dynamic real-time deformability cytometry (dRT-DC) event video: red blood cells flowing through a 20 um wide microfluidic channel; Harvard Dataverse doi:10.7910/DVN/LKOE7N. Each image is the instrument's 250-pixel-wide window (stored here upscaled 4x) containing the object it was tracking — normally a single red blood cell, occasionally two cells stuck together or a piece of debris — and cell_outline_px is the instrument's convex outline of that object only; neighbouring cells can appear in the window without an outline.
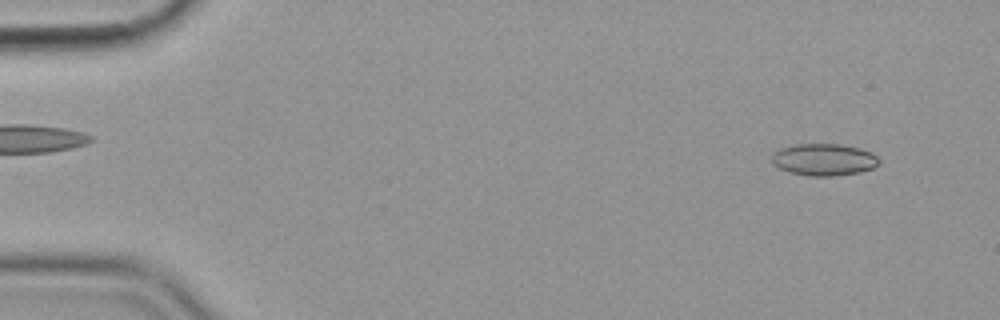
{"species": "common noctule bat (a hibernating species)", "species_latin": "Nyctalus noctula", "temperature_condition": "cold", "stored_images_in_passage": 56, "camera_frame_rate_fps": 3000, "um_per_image_px": 0.085, "animal": {"sex": "female", "body_mass_g": 19.9}, "frame": {"image": 1, "passage_image": 4, "time_ms": 1.0, "image_size_px": [1000, 320], "cell_outline_px": [[880, 164], [872, 168], [860, 172], [836, 176], [812, 176], [788, 172], [772, 164], [772, 152], [780, 148], [796, 144], [840, 144], [860, 148], [872, 152], [880, 160]], "centroid_in_image_um": [70.03, 13.56], "position_along_channel_um": 15.0, "area_um2": 20.17}}
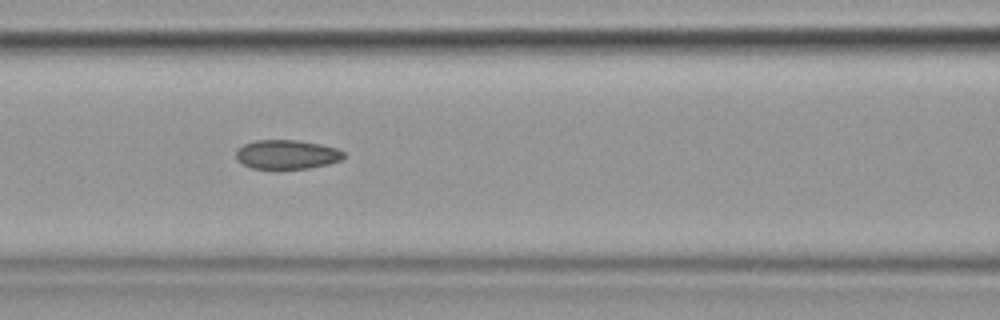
{"frame": {"image": 2, "passage_image": 24, "time_ms": 7.667, "image_size_px": [1000, 320], "cell_outline_px": [[344, 160], [328, 164], [308, 168], [252, 168], [236, 160], [236, 152], [244, 144], [256, 140], [300, 140], [320, 144], [336, 148], [344, 152]], "centroid_in_image_um": [24.41, 13.12], "position_along_channel_um": 142.2, "area_um2": 18.21}}
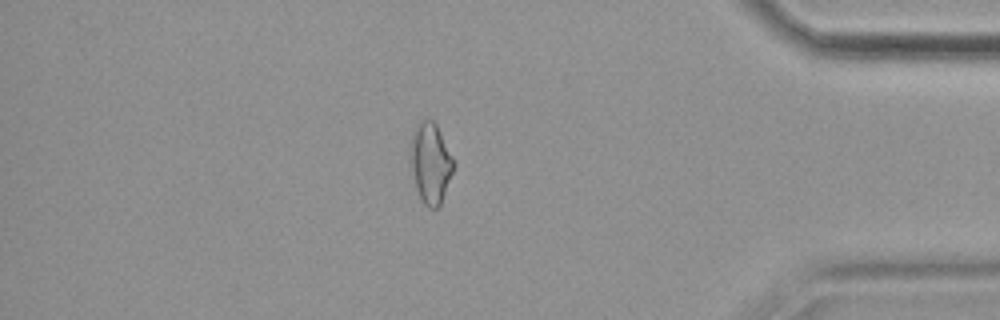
{"frame": {"image": 3, "passage_image": 48, "time_ms": 15.667, "image_size_px": [1000, 320], "cell_outline_px": [[452, 172], [440, 204], [436, 208], [428, 208], [420, 200], [408, 164], [408, 152], [412, 132], [416, 124], [424, 120], [432, 120], [436, 124], [452, 156]], "centroid_in_image_um": [36.51, 13.85], "position_along_channel_um": 398.7, "area_um2": 20.35}, "authors_computed_cell_mechanics": {"area_um2": 19.4497, "velocity_mm_per_s": 3.6018, "shape_relaxation_time_tau1_ms": 9.3575, "shape_relaxation_time_tau2_ms": 3.3772, "deformation_change_tau1": 0.149, "deformation_change_tau2": 0.0817}}